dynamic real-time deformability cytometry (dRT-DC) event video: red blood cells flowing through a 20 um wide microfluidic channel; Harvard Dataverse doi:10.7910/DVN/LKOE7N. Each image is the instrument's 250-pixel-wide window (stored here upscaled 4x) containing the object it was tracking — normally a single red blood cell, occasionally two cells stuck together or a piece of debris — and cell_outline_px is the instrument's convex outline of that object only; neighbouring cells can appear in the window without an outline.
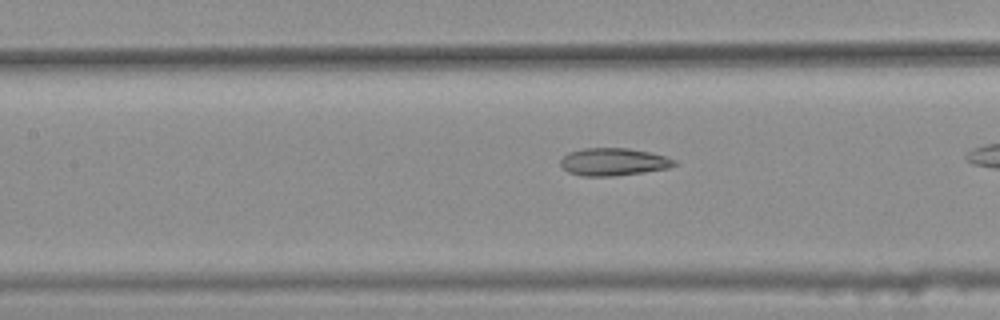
{"species": "common noctule bat (a hibernating species)", "species_latin": "Nyctalus noctula", "temperature_condition": "warm", "stored_images_in_passage": 23, "camera_frame_rate_fps": 3000, "um_per_image_px": 0.085, "animal": {"sex": "female", "body_mass_g": 25.1}, "frame": {"image": 1, "passage_image": 17, "time_ms": 5.333, "image_size_px": [1000, 320], "cell_outline_px": [[676, 164], [668, 168], [644, 172], [616, 176], [580, 176], [568, 172], [560, 164], [560, 160], [568, 152], [584, 148], [628, 148], [648, 152], [664, 156], [676, 160]], "centroid_in_image_um": [52.11, 13.76], "position_along_channel_um": 155.3, "area_um2": 18.26}}